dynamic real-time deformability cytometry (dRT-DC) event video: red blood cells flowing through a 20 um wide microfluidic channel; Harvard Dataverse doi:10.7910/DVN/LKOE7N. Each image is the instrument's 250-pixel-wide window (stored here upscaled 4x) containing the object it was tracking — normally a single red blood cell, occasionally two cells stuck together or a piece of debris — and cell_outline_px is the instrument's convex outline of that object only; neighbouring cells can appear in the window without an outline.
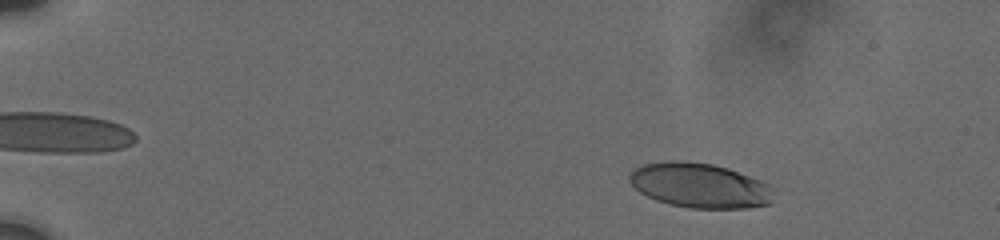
{"species": "human", "species_latin": "Homo sapiens", "temperature_condition": "cold", "stored_images_in_passage": 15, "camera_frame_rate_fps": 3000, "um_per_image_px": 0.085, "donor": {"sex": "male"}, "frame": {"image": 1, "passage_image": 5, "time_ms": 2.0, "image_size_px": [1000, 240], "cell_outline_px": [[768, 204], [744, 208], [692, 208], [672, 204], [656, 200], [640, 192], [628, 180], [628, 176], [636, 168], [644, 164], [664, 160], [680, 160], [712, 164], [728, 168], [760, 180], [768, 184]], "centroid_in_image_um": [59.39, 15.74], "position_along_channel_um": 25.6, "area_um2": 36.93}}
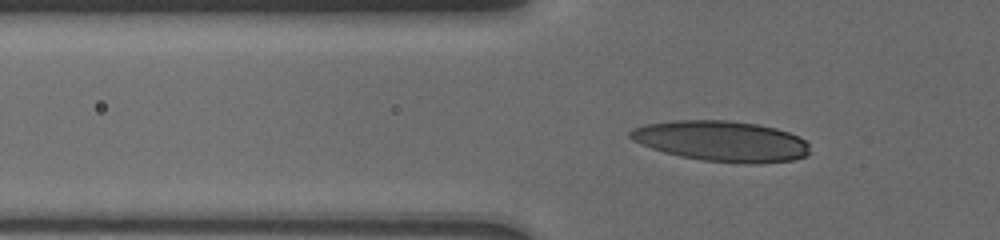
{"frame": {"image": 2, "passage_image": 14, "time_ms": 6.0, "image_size_px": [1000, 240], "cell_outline_px": [[808, 156], [792, 160], [756, 164], [744, 164], [704, 160], [680, 156], [664, 152], [652, 148], [632, 140], [628, 136], [628, 132], [632, 128], [644, 124], [672, 120], [724, 120], [756, 124], [776, 128], [788, 132], [804, 140], [808, 144]], "centroid_in_image_um": [61.3, 11.99], "position_along_channel_um": 64.5, "area_um2": 42.48}}